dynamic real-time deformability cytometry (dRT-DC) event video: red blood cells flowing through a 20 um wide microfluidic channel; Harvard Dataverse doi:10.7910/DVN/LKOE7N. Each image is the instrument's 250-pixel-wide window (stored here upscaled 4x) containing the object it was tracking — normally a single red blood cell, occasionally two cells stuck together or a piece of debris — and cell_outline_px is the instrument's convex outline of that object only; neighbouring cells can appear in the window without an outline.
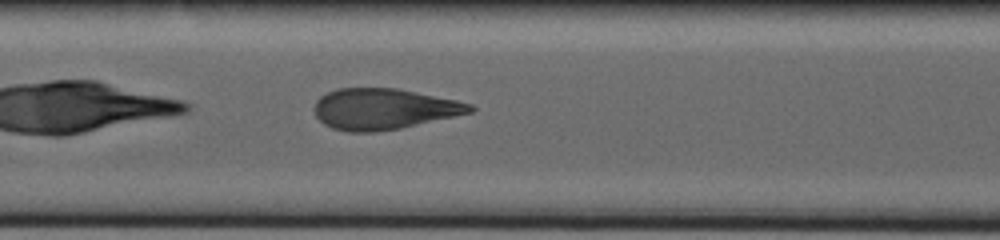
{"species": "human", "species_latin": "Homo sapiens", "temperature_condition": "warm", "stored_images_in_passage": 54, "camera_frame_rate_fps": 3000, "um_per_image_px": 0.085, "donor": {"sex": "male"}, "frame": {"image": 1, "passage_image": 35, "time_ms": 23.0, "image_size_px": [1000, 240], "cell_outline_px": [[476, 108], [472, 112], [400, 128], [372, 132], [348, 132], [332, 128], [324, 124], [316, 116], [312, 108], [316, 100], [320, 96], [336, 88], [396, 88], [456, 100], [472, 104]], "centroid_in_image_um": [32.57, 9.26], "position_along_channel_um": 174.8, "area_um2": 37.05}}
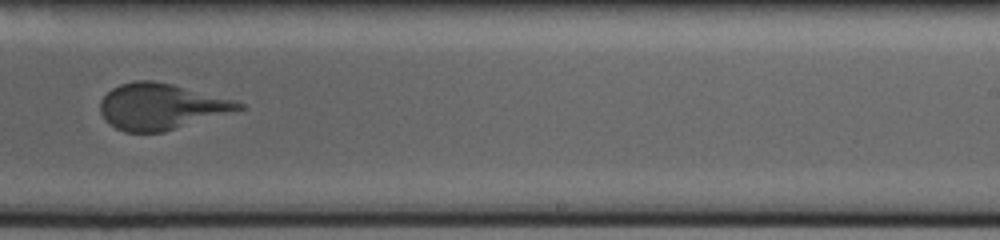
{"frame": {"image": 2, "passage_image": 43, "time_ms": 28.667, "image_size_px": [1000, 240], "cell_outline_px": [[244, 108], [164, 132], [124, 132], [108, 124], [104, 120], [100, 112], [100, 100], [112, 88], [120, 84], [136, 80], [152, 80], [172, 84], [236, 100], [244, 104]], "centroid_in_image_um": [13.64, 9.05], "position_along_channel_um": 275.4, "area_um2": 37.05}}
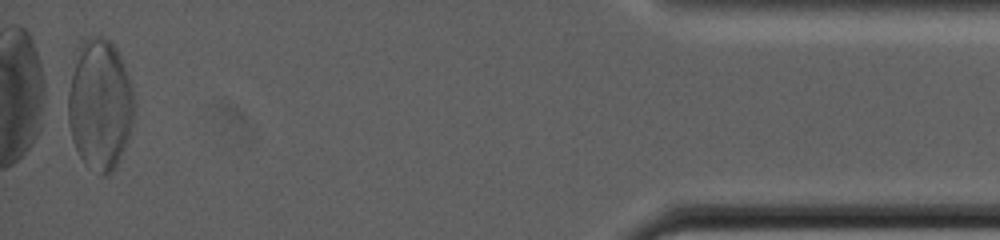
{"frame": {"image": 3, "passage_image": 54, "time_ms": 40.667, "image_size_px": [1000, 240], "cell_outline_px": [[136, 108], [132, 124], [124, 148], [112, 172], [108, 176], [100, 176], [88, 168], [84, 164], [72, 140], [68, 124], [68, 92], [80, 44], [88, 36], [104, 36], [116, 48], [124, 64], [136, 100]], "centroid_in_image_um": [8.51, 8.93], "position_along_channel_um": 426.7, "area_um2": 50.63}}